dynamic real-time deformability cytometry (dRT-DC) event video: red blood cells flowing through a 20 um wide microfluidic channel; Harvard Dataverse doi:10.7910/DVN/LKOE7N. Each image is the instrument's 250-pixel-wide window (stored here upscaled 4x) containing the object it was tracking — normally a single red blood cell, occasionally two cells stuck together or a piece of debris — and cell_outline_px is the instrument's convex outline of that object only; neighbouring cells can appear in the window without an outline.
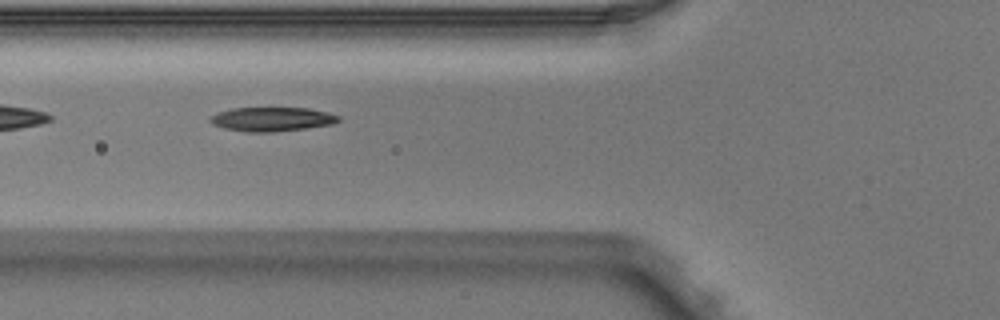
{"species": "Egyptian fruit bat (a non-hibernating species)", "species_latin": "Rousettus aegyptiacus", "temperature_condition": "warm", "stored_images_in_passage": 6, "segment_of_instrument_passage": [2, 2], "camera_frame_rate_fps": 3000, "um_per_image_px": 0.085, "animal": {"sex": "male"}, "frame": {"image": 1, "passage_image": 6, "time_ms": 1.667, "image_size_px": [1000, 320], "cell_outline_px": [[340, 120], [332, 124], [304, 128], [272, 132], [248, 132], [224, 128], [212, 124], [208, 120], [216, 112], [232, 108], [308, 108], [328, 112], [340, 116]], "centroid_in_image_um": [23.09, 10.12], "position_along_channel_um": 102.7, "area_um2": 17.98}}